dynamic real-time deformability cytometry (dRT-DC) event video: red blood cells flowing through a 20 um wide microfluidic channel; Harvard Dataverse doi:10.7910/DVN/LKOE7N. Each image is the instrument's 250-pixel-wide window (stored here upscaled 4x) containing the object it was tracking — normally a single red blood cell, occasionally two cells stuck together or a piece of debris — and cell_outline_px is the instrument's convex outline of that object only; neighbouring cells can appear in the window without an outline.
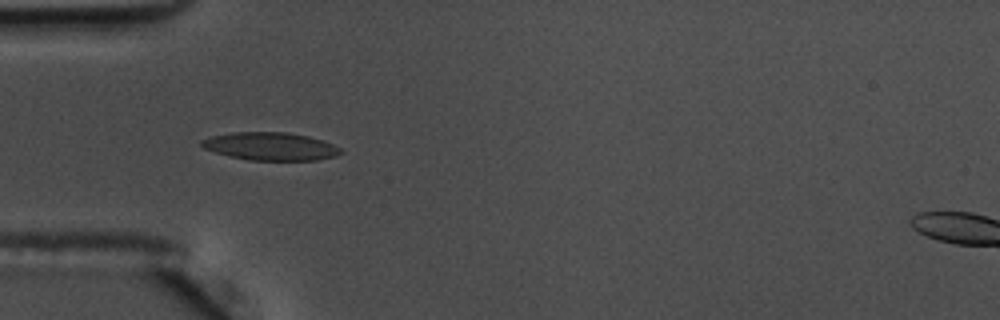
{"species": "common noctule bat (a hibernating species)", "species_latin": "Nyctalus noctula", "temperature_condition": "warm", "stored_images_in_passage": 56, "camera_frame_rate_fps": 3000, "um_per_image_px": 0.085, "animal": {"sex": "male", "body_mass_g": 17.5, "forearm_length_mm": 52.3}, "frame": {"image": 1, "passage_image": 17, "time_ms": 5.333, "image_size_px": [1000, 320], "cell_outline_px": [[344, 152], [336, 156], [316, 160], [248, 160], [228, 156], [204, 148], [200, 144], [200, 140], [212, 136], [232, 132], [288, 132], [308, 136], [332, 144], [340, 148]], "centroid_in_image_um": [22.98, 12.44], "position_along_channel_um": 62.0, "area_um2": 22.6}}
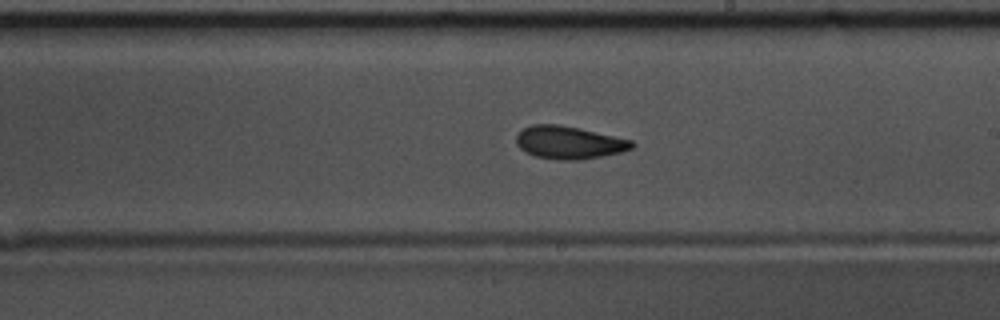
{"frame": {"image": 2, "passage_image": 32, "time_ms": 10.333, "image_size_px": [1000, 320], "cell_outline_px": [[636, 144], [632, 148], [620, 152], [580, 160], [560, 160], [536, 156], [524, 152], [516, 144], [516, 136], [524, 128], [532, 124], [556, 124], [580, 128], [632, 140]], "centroid_in_image_um": [48.35, 12.11], "position_along_channel_um": 240.6, "area_um2": 22.02}, "authors_computed_cell_mechanics": {"area_um2": 21.8195, "velocity_mm_per_s": 3.6233, "shape_relaxation_time_tau1_ms": 5.4488, "shape_relaxation_time_tau2_ms": 3.4322, "deformation_change_tau1": 0.1496, "deformation_change_tau2": 0.0922}}